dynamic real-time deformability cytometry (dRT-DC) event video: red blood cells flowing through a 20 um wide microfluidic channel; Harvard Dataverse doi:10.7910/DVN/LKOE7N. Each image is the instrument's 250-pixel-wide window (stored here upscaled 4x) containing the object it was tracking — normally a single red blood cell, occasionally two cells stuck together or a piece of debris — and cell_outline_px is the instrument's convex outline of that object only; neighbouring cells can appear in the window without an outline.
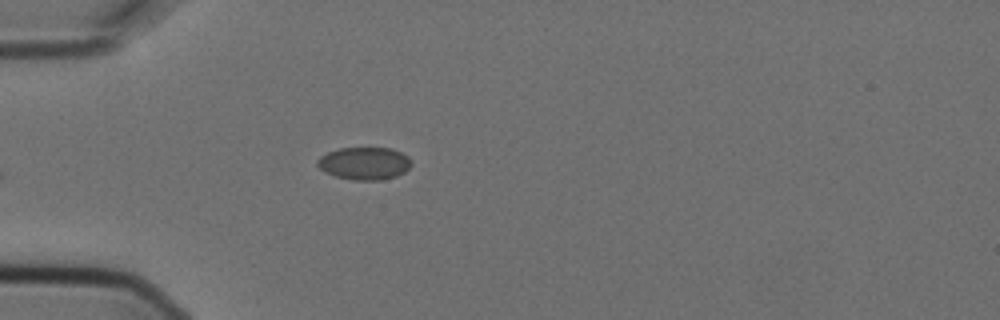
{"species": "Egyptian fruit bat (a non-hibernating species)", "species_latin": "Rousettus aegyptiacus", "temperature_condition": "cold", "stored_images_in_passage": 7, "camera_frame_rate_fps": 3000, "um_per_image_px": 0.085, "animal": {"sex": "female"}, "frame": {"image": 1, "passage_image": 6, "time_ms": 1.667, "image_size_px": [1000, 320], "cell_outline_px": [[412, 164], [404, 172], [396, 176], [380, 180], [352, 180], [336, 176], [324, 172], [316, 164], [316, 160], [320, 156], [328, 152], [340, 148], [392, 148], [408, 156], [412, 160]], "centroid_in_image_um": [30.97, 13.88], "position_along_channel_um": 54.0, "area_um2": 17.92}}